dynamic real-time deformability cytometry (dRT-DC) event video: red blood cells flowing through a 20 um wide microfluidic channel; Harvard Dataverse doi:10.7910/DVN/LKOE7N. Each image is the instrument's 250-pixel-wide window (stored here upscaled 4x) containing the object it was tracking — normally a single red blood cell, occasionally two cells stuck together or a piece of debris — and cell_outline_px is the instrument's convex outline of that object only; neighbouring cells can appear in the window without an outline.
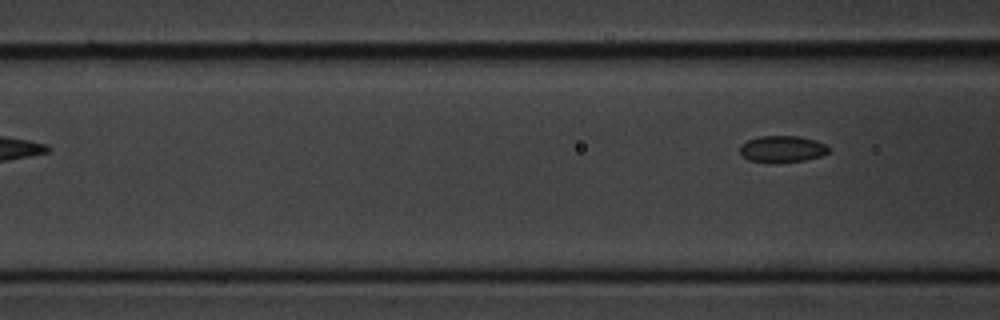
{"species": "common noctule bat (a hibernating species)", "species_latin": "Nyctalus noctula", "temperature_condition": "cold", "stored_images_in_passage": 4, "camera_frame_rate_fps": 3000, "um_per_image_px": 0.085, "animal": {"sex": "male", "body_mass_g": 20.1, "forearm_length_mm": 53.5}, "frame": {"image": 1, "passage_image": 4, "time_ms": 3.667, "image_size_px": [1000, 320], "cell_outline_px": [[828, 152], [820, 156], [804, 160], [768, 164], [748, 160], [740, 152], [740, 144], [748, 140], [760, 136], [800, 136], [816, 140], [824, 144], [828, 148]], "centroid_in_image_um": [66.45, 12.68], "position_along_channel_um": 100.2, "area_um2": 13.87}}